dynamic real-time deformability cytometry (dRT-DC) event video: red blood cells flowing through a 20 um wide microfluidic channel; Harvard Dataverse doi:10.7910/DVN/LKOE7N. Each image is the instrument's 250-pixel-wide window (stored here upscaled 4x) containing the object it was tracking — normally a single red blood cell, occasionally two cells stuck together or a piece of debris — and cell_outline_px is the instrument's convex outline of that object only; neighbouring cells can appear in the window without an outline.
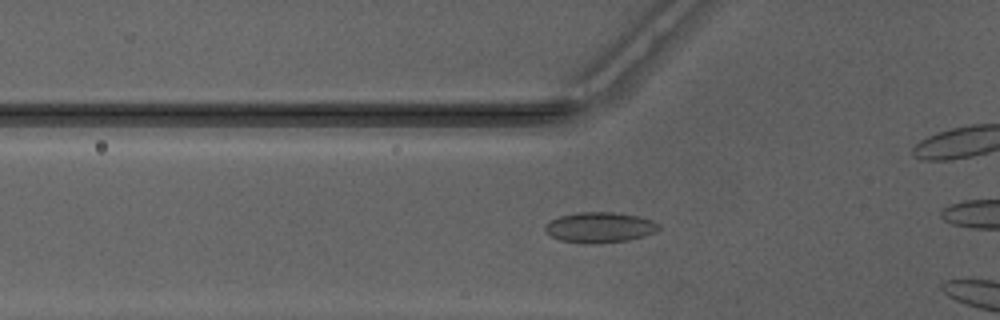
{"species": "Egyptian fruit bat (a non-hibernating species)", "species_latin": "Rousettus aegyptiacus", "temperature_condition": "warm", "stored_images_in_passage": 13, "camera_frame_rate_fps": 3000, "um_per_image_px": 0.085, "animal": {"sex": "male"}, "frame": {"image": 1, "passage_image": 11, "time_ms": 3.333, "image_size_px": [1000, 320], "cell_outline_px": [[660, 228], [656, 232], [644, 236], [628, 240], [600, 244], [580, 244], [560, 240], [552, 236], [544, 228], [552, 220], [560, 216], [576, 212], [620, 212], [652, 220], [660, 224]], "centroid_in_image_um": [51.02, 19.34], "position_along_channel_um": 74.8, "area_um2": 20.35}}